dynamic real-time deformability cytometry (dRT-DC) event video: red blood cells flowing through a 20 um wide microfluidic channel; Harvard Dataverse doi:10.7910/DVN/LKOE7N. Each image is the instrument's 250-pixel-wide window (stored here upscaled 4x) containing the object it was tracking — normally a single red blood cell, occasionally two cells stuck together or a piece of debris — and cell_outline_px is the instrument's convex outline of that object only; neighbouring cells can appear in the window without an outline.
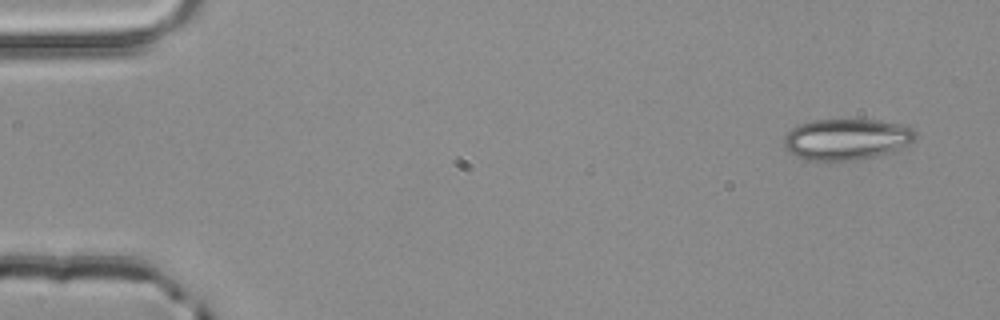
{"species": "common noctule bat (a hibernating species)", "species_latin": "Nyctalus noctula", "temperature_condition": "room temperature", "stored_images_in_passage": 4, "camera_frame_rate_fps": 3000, "um_per_image_px": 0.085, "animal": {"sex": "male", "body_mass_g": 20.4}, "frame": {"image": 1, "passage_image": 1, "time_ms": 0.0, "image_size_px": [1000, 320], "cell_outline_px": [[916, 136], [908, 144], [896, 152], [856, 160], [808, 160], [796, 156], [784, 148], [784, 136], [792, 128], [800, 124], [816, 120], [876, 120], [900, 124], [912, 128], [916, 132]], "centroid_in_image_um": [71.97, 11.84], "position_along_channel_um": 13.0, "area_um2": 31.5}}